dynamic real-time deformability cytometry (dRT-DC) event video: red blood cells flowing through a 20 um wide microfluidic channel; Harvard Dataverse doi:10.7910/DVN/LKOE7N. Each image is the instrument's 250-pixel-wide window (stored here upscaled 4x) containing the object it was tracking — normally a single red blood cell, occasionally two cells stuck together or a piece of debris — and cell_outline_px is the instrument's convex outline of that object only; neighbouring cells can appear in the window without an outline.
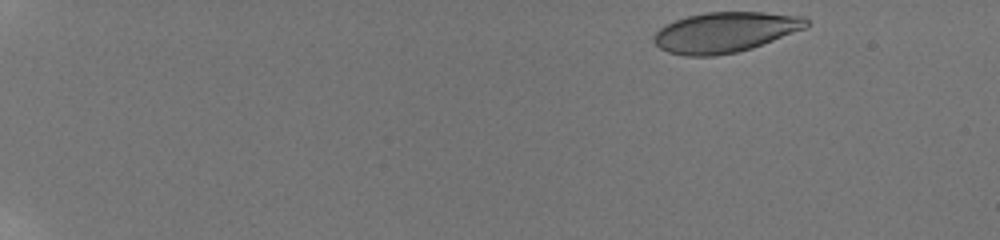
{"species": "human", "species_latin": "Homo sapiens", "temperature_condition": "room temperature", "stored_images_in_passage": 53, "camera_frame_rate_fps": 3000, "um_per_image_px": 0.085, "donor": {"sex": "male"}, "frame": {"image": 1, "passage_image": 1, "time_ms": 0.0, "image_size_px": [1000, 240], "cell_outline_px": [[808, 28], [752, 48], [736, 52], [712, 56], [684, 56], [668, 52], [660, 48], [652, 40], [656, 32], [660, 28], [676, 20], [688, 16], [704, 12], [764, 12], [804, 16], [808, 20]], "centroid_in_image_um": [61.67, 2.74], "position_along_channel_um": 23.3, "area_um2": 35.89}}
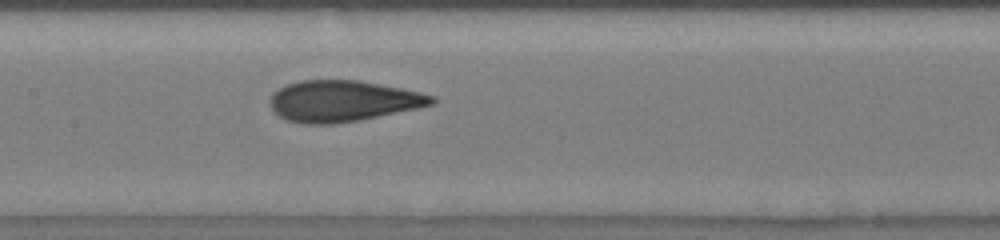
{"frame": {"image": 2, "passage_image": 28, "time_ms": 8.333, "image_size_px": [1000, 240], "cell_outline_px": [[436, 104], [420, 108], [360, 120], [336, 124], [304, 124], [284, 120], [272, 108], [272, 92], [288, 84], [300, 80], [360, 80], [420, 92], [436, 96]], "centroid_in_image_um": [29.19, 8.59], "position_along_channel_um": 178.2, "area_um2": 38.9}}
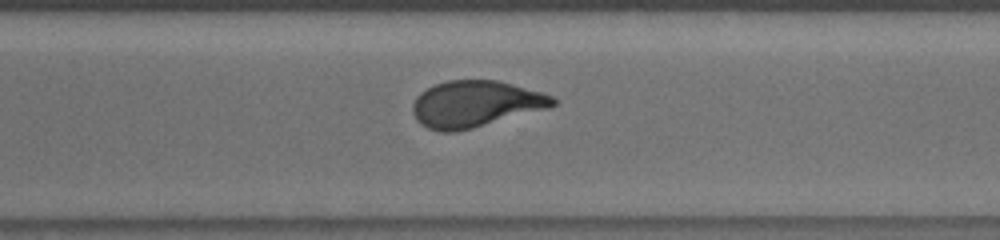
{"frame": {"image": 3, "passage_image": 40, "time_ms": 12.333, "image_size_px": [1000, 240], "cell_outline_px": [[556, 104], [544, 108], [472, 128], [452, 132], [440, 132], [428, 128], [420, 124], [416, 120], [412, 112], [412, 104], [416, 96], [420, 92], [436, 84], [448, 80], [496, 80], [512, 84], [540, 92], [552, 96], [556, 100]], "centroid_in_image_um": [40.32, 8.83], "position_along_channel_um": 330.3, "area_um2": 37.34}, "authors_computed_cell_mechanics": {"area_um2": 37.6856, "velocity_mm_per_s": 3.8078, "shape_relaxation_time_tau1_ms": 8.9348, "shape_relaxation_time_tau2_ms": 0.9949, "deformation_change_tau1": 0.2769, "deformation_change_tau2": 0.0582}}